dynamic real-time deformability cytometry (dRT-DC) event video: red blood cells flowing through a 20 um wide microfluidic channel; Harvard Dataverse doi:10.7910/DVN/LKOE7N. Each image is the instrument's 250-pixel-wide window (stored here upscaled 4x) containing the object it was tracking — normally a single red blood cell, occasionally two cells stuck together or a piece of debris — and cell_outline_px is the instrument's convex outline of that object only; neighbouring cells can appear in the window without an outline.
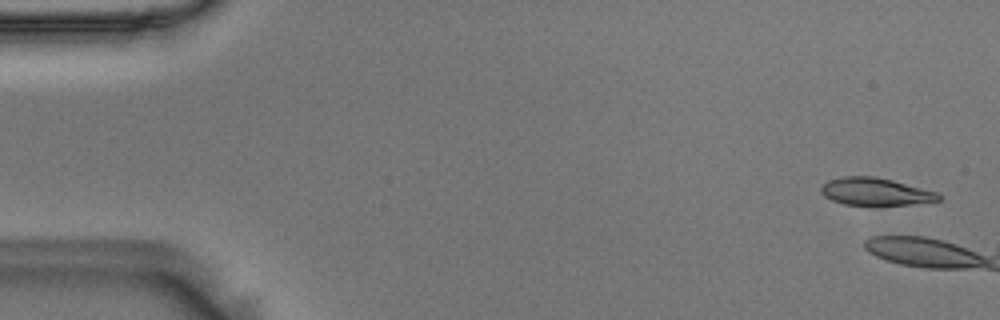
{"species": "Egyptian fruit bat (a non-hibernating species)", "species_latin": "Rousettus aegyptiacus", "temperature_condition": "room temperature", "stored_images_in_passage": 8, "camera_frame_rate_fps": 3000, "um_per_image_px": 0.085, "animal": {"sex": "male"}, "frame": {"image": 1, "passage_image": 2, "time_ms": 0.333, "image_size_px": [1000, 320], "cell_outline_px": [[940, 200], [912, 204], [844, 204], [832, 200], [824, 196], [820, 192], [820, 188], [828, 180], [844, 176], [876, 176], [892, 180], [936, 192], [940, 196]], "centroid_in_image_um": [74.36, 16.27], "position_along_channel_um": 10.6, "area_um2": 18.44}}